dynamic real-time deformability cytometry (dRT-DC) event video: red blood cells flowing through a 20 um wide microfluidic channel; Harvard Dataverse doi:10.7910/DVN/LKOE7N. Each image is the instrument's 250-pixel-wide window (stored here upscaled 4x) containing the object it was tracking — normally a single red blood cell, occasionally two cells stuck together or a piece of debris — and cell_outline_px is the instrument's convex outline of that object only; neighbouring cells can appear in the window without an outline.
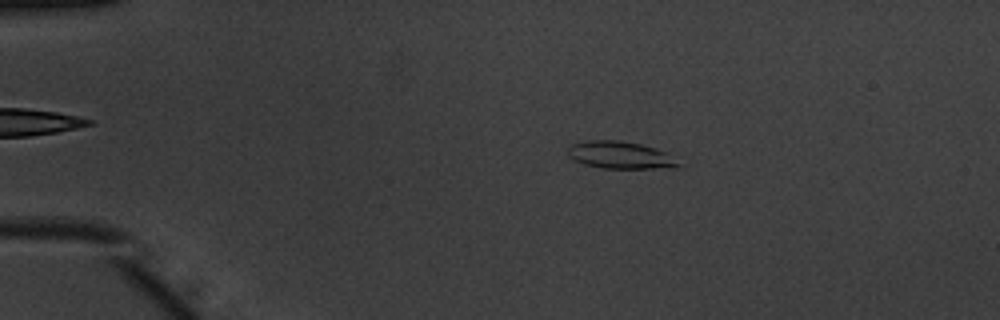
{"species": "common noctule bat (a hibernating species)", "species_latin": "Nyctalus noctula", "temperature_condition": "warm", "stored_images_in_passage": 51, "camera_frame_rate_fps": 3000, "um_per_image_px": 0.085, "animal": {"sex": "male", "body_mass_g": 20.1, "forearm_length_mm": 53.5}, "frame": {"image": 1, "passage_image": 10, "time_ms": 3.0, "image_size_px": [1000, 320], "cell_outline_px": [[680, 164], [676, 168], [604, 168], [584, 164], [572, 160], [568, 156], [568, 148], [572, 144], [584, 140], [620, 140], [640, 144], [656, 148], [664, 152]], "centroid_in_image_um": [52.66, 13.18], "position_along_channel_um": 32.3, "area_um2": 17.51}}
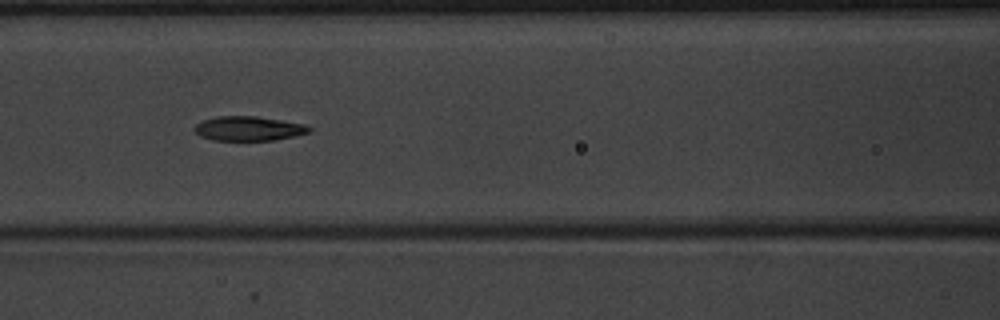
{"frame": {"image": 2, "passage_image": 23, "time_ms": 7.333, "image_size_px": [1000, 320], "cell_outline_px": [[312, 132], [296, 136], [276, 140], [212, 140], [200, 136], [192, 128], [196, 124], [204, 120], [216, 116], [256, 116], [304, 124], [312, 128]], "centroid_in_image_um": [21.15, 10.93], "position_along_channel_um": 145.5, "area_um2": 16.42}}
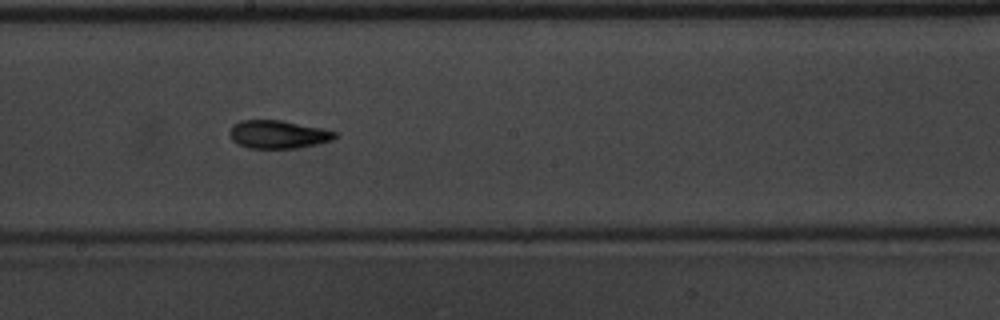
{"frame": {"image": 3, "passage_image": 29, "time_ms": 9.333, "image_size_px": [1000, 320], "cell_outline_px": [[336, 136], [332, 140], [316, 144], [296, 148], [248, 148], [232, 140], [228, 132], [232, 124], [240, 120], [280, 120], [320, 128], [336, 132]], "centroid_in_image_um": [23.58, 11.42], "position_along_channel_um": 224.6, "area_um2": 17.11}, "authors_computed_cell_mechanics": {"area_um2": 16.9354, "velocity_mm_per_s": 3.9648, "shape_relaxation_time_tau1_ms": 3.4563, "shape_relaxation_time_tau2_ms": 2.4051, "deformation_change_tau1": 0.1753, "deformation_change_tau2": 0.0942}}